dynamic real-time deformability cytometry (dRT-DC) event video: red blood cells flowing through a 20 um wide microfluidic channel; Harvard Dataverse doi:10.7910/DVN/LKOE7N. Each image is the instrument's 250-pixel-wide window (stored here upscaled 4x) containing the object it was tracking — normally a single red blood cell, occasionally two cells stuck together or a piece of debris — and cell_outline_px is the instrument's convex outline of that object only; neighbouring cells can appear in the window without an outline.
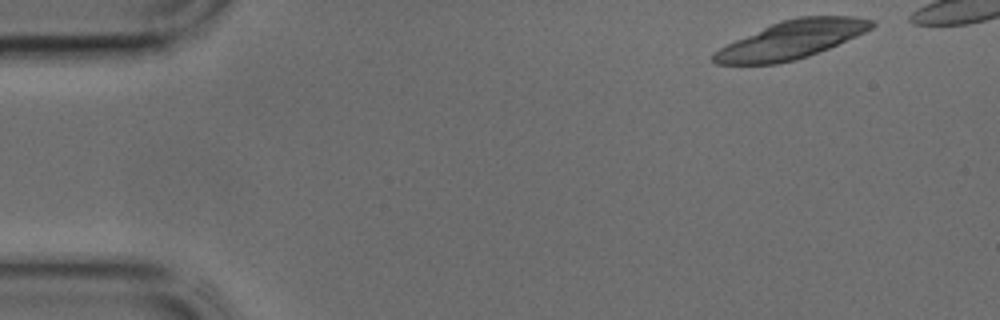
{"species": "common noctule bat (a hibernating species)", "species_latin": "Nyctalus noctula", "temperature_condition": "cold", "stored_images_in_passage": 36, "camera_frame_rate_fps": 3000, "um_per_image_px": 0.085, "animal": {"sex": "male", "body_mass_g": 17.9, "forearm_length_mm": 54.2}, "frame": {"image": 1, "passage_image": 1, "time_ms": 0.0, "image_size_px": [1000, 320], "cell_outline_px": [[876, 24], [872, 28], [856, 36], [828, 48], [808, 56], [796, 60], [776, 64], [716, 64], [712, 60], [712, 52], [736, 40], [772, 24], [784, 20], [800, 16], [856, 16], [876, 20]], "centroid_in_image_um": [67.31, 3.38], "position_along_channel_um": 17.7, "area_um2": 34.62}}